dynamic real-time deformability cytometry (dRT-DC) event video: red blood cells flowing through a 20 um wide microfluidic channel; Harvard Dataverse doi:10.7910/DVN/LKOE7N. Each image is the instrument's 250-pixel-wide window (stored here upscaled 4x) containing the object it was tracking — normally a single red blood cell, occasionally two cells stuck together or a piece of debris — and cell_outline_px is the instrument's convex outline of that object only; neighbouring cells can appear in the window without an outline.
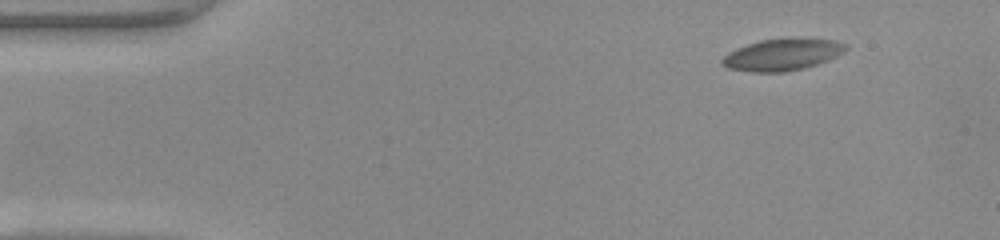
{"species": "common noctule bat (a hibernating species)", "species_latin": "Nyctalus noctula", "temperature_condition": "warm", "stored_images_in_passage": 46, "camera_frame_rate_fps": 3000, "um_per_image_px": 0.085, "animal": {"sex": "female", "body_mass_g": 22.0, "forearm_length_mm": 56.7}, "frame": {"image": 1, "passage_image": 1, "time_ms": 0.0, "image_size_px": [1000, 240], "cell_outline_px": [[848, 48], [844, 52], [828, 60], [804, 68], [784, 72], [752, 72], [728, 68], [720, 64], [720, 60], [728, 52], [736, 48], [760, 40], [784, 36], [836, 40], [848, 44]], "centroid_in_image_um": [66.51, 4.61], "position_along_channel_um": 18.5, "area_um2": 23.47}}
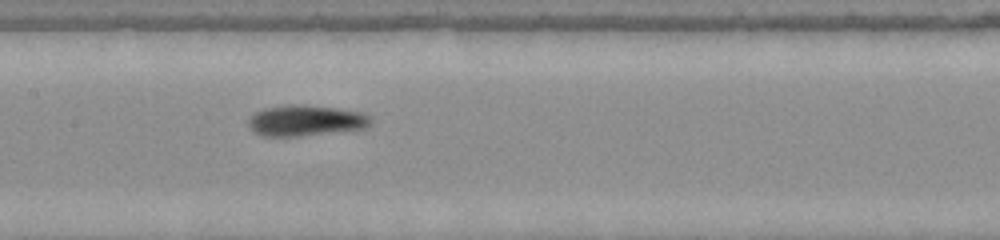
{"frame": {"image": 2, "passage_image": 20, "time_ms": 6.333, "image_size_px": [1000, 240], "cell_outline_px": [[372, 124], [364, 128], [300, 136], [260, 136], [252, 132], [248, 124], [248, 120], [256, 112], [264, 108], [292, 104], [300, 104], [336, 108], [364, 112], [372, 116]], "centroid_in_image_um": [26.0, 10.24], "position_along_channel_um": 181.4, "area_um2": 22.14}}
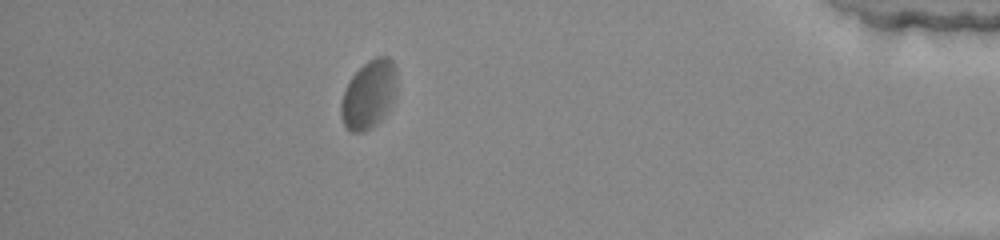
{"frame": {"image": 3, "passage_image": 40, "time_ms": 13.0, "image_size_px": [1000, 240], "cell_outline_px": [[396, 96], [384, 116], [372, 128], [364, 132], [352, 132], [344, 124], [340, 116], [340, 104], [344, 92], [352, 76], [368, 60], [376, 56], [388, 56], [392, 60], [396, 68]], "centroid_in_image_um": [31.37, 8.03], "position_along_channel_um": 403.8, "area_um2": 22.31}, "authors_computed_cell_mechanics": {"area_um2": 22.0218, "velocity_mm_per_s": 4.0537, "shape_relaxation_time_tau1_ms": 7.2221, "shape_relaxation_time_tau2_ms": 1.3362, "deformation_change_tau1": 0.1989, "deformation_change_tau2": 0.0556}}